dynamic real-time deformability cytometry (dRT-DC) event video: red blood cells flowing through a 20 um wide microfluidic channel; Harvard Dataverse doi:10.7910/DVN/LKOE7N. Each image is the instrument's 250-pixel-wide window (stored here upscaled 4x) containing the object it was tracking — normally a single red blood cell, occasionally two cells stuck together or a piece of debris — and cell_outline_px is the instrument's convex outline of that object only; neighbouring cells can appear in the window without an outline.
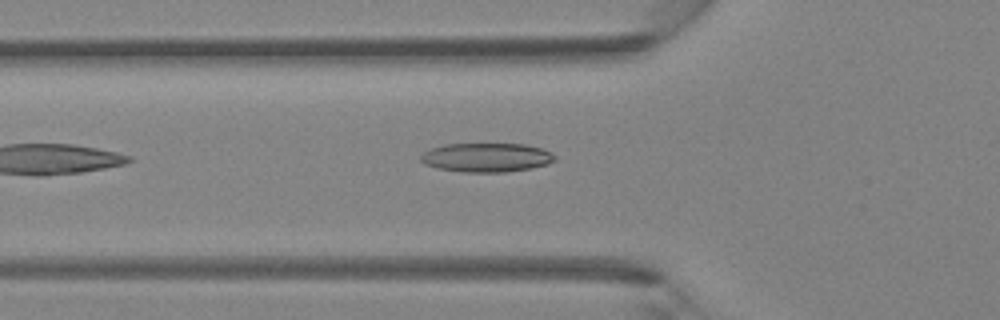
{"species": "Egyptian fruit bat (a non-hibernating species)", "species_latin": "Rousettus aegyptiacus", "temperature_condition": "room temperature", "stored_images_in_passage": 27, "camera_frame_rate_fps": 3000, "um_per_image_px": 0.085, "animal": {"sex": "female"}, "frame": {"image": 1, "passage_image": 3, "time_ms": 0.667, "image_size_px": [1000, 320], "cell_outline_px": [[556, 160], [548, 164], [528, 168], [504, 172], [464, 172], [436, 168], [424, 164], [420, 160], [420, 156], [424, 152], [432, 148], [444, 144], [524, 144], [544, 148], [552, 152], [556, 156]], "centroid_in_image_um": [41.36, 13.38], "position_along_channel_um": 84.4, "area_um2": 22.77}}
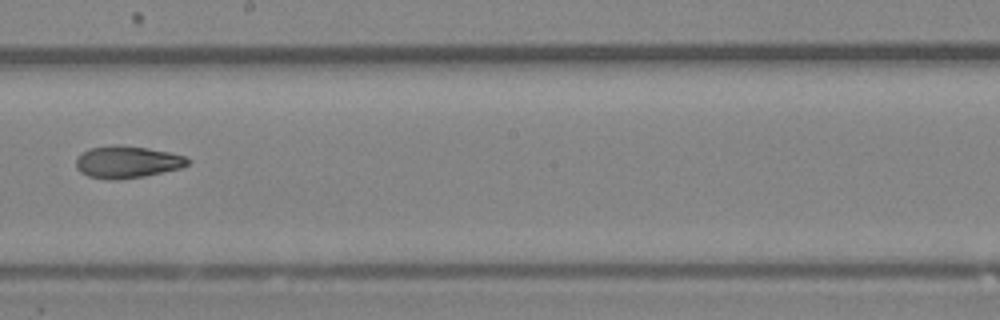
{"frame": {"image": 2, "passage_image": 13, "time_ms": 4.0, "image_size_px": [1000, 320], "cell_outline_px": [[192, 160], [188, 164], [180, 168], [144, 176], [116, 180], [112, 180], [88, 176], [80, 172], [76, 168], [76, 160], [88, 148], [148, 148], [168, 152], [184, 156]], "centroid_in_image_um": [10.84, 13.82], "position_along_channel_um": 237.4, "area_um2": 19.94}}
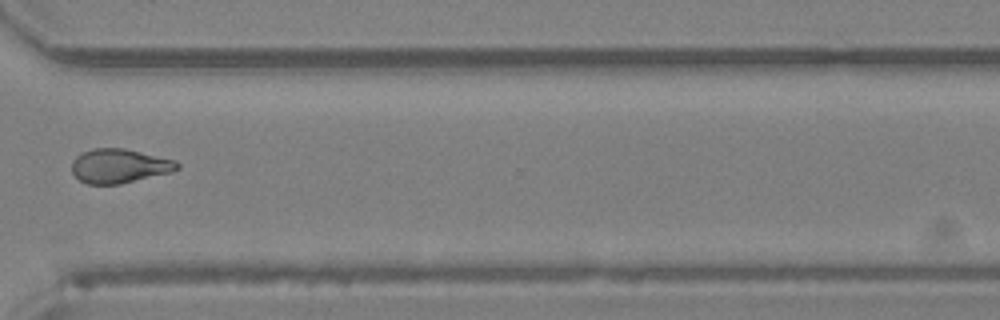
{"frame": {"image": 3, "passage_image": 21, "time_ms": 6.667, "image_size_px": [1000, 320], "cell_outline_px": [[180, 168], [172, 172], [120, 184], [88, 184], [80, 180], [72, 172], [72, 160], [76, 156], [92, 148], [124, 148], [176, 160], [180, 164]], "centroid_in_image_um": [10.16, 14.1], "position_along_channel_um": 360.4, "area_um2": 21.04}}